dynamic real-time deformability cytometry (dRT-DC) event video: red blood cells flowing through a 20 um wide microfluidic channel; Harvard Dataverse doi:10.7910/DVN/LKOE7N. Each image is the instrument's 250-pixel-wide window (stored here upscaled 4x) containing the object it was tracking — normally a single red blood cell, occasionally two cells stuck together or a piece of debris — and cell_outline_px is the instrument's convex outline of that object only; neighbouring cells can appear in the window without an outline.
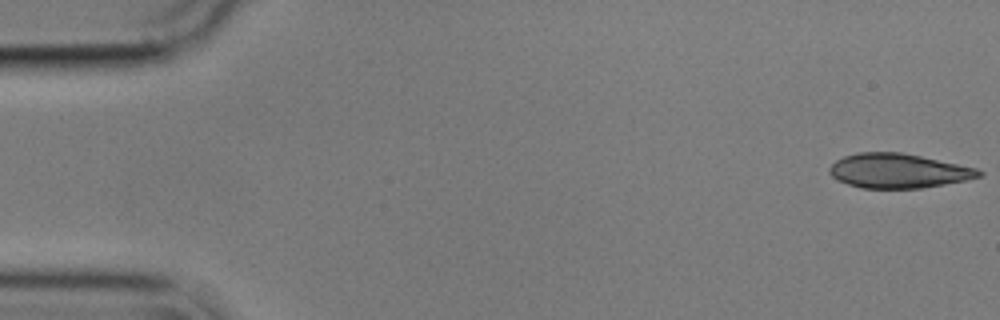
{"species": "common noctule bat (a hibernating species)", "species_latin": "Nyctalus noctula", "temperature_condition": "cold", "stored_images_in_passage": 55, "camera_frame_rate_fps": 3000, "um_per_image_px": 0.085, "animal": {"sex": "male", "body_mass_g": 17.9}, "frame": {"image": 1, "passage_image": 1, "time_ms": 0.0, "image_size_px": [1000, 320], "cell_outline_px": [[984, 176], [944, 184], [920, 188], [860, 188], [848, 184], [832, 176], [828, 172], [828, 168], [836, 160], [844, 156], [856, 152], [900, 152], [920, 156], [976, 168], [984, 172]], "centroid_in_image_um": [76.33, 14.52], "position_along_channel_um": 8.7, "area_um2": 29.82}}